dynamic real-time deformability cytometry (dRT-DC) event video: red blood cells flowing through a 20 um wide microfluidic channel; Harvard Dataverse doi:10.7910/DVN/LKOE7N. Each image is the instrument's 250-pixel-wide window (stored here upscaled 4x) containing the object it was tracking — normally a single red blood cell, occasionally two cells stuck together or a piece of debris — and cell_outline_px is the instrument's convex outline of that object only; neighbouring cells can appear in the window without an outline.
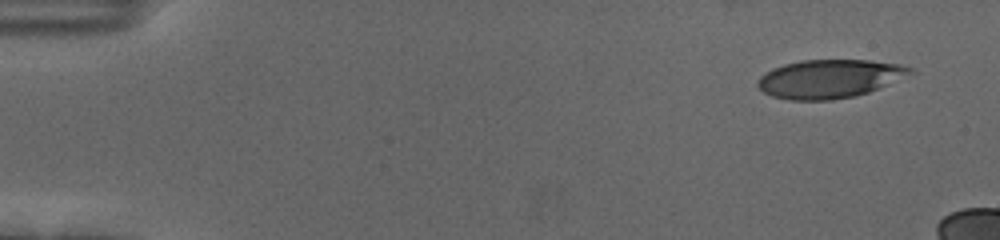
{"species": "human", "species_latin": "Homo sapiens", "temperature_condition": "cold", "stored_images_in_passage": 14, "camera_frame_rate_fps": 3000, "um_per_image_px": 0.085, "donor": {"sex": "female"}, "frame": {"image": 1, "passage_image": 1, "time_ms": 0.0, "image_size_px": [1000, 240], "cell_outline_px": [[916, 72], [868, 92], [856, 96], [832, 100], [788, 100], [772, 96], [764, 92], [756, 84], [760, 76], [772, 68], [784, 64], [800, 60], [868, 60], [900, 64], [916, 68]], "centroid_in_image_um": [70.51, 6.69], "position_along_channel_um": 14.5, "area_um2": 34.33}}